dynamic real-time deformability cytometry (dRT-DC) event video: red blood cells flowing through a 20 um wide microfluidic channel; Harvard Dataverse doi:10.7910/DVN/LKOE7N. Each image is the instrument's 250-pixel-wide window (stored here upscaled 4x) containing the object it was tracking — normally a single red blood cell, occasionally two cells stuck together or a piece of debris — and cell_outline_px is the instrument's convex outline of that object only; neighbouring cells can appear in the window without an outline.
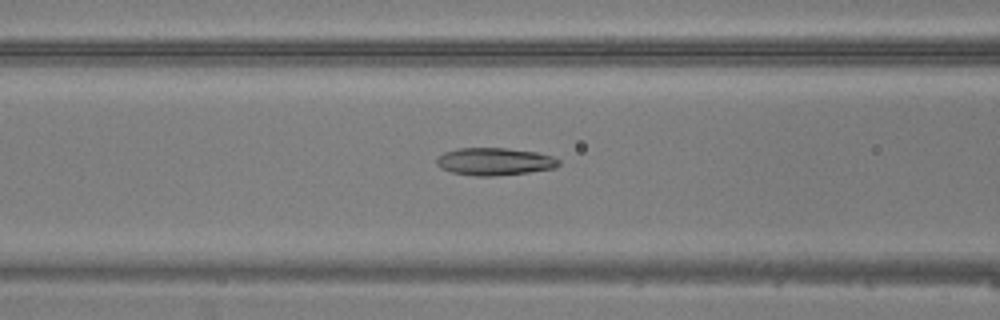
{"species": "common noctule bat (a hibernating species)", "species_latin": "Nyctalus noctula", "temperature_condition": "warm", "stored_images_in_passage": 33, "camera_frame_rate_fps": 3000, "um_per_image_px": 0.085, "animal": {"sex": "male", "body_mass_g": 20.5, "forearm_length_mm": 52.5}, "frame": {"image": 1, "passage_image": 6, "time_ms": 1.667, "image_size_px": [1000, 320], "cell_outline_px": [[560, 164], [556, 168], [528, 172], [492, 176], [476, 176], [452, 172], [440, 168], [436, 164], [436, 160], [444, 152], [460, 148], [508, 148], [536, 152], [552, 156], [560, 160]], "centroid_in_image_um": [42.05, 13.73], "position_along_channel_um": 124.5, "area_um2": 19.54}}
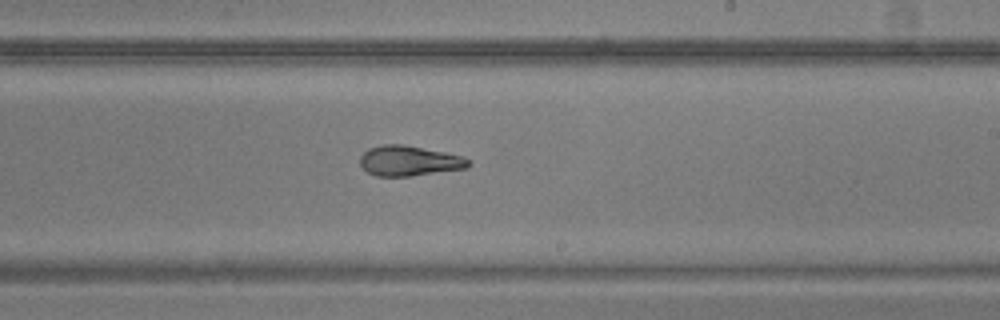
{"frame": {"image": 2, "passage_image": 15, "time_ms": 4.667, "image_size_px": [1000, 320], "cell_outline_px": [[472, 164], [468, 168], [412, 176], [376, 176], [368, 172], [360, 164], [360, 156], [368, 148], [384, 144], [404, 144], [444, 152], [460, 156], [468, 160]], "centroid_in_image_um": [34.77, 13.67], "position_along_channel_um": 254.2, "area_um2": 19.07}}
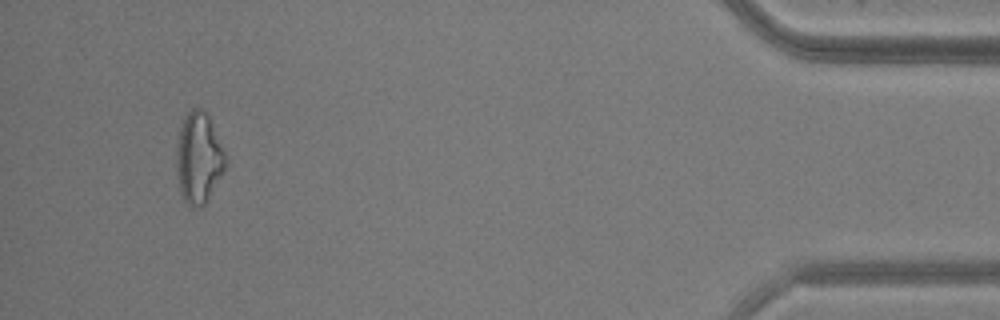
{"frame": {"image": 3, "passage_image": 31, "time_ms": 10.0, "image_size_px": [1000, 320], "cell_outline_px": [[228, 156], [224, 168], [204, 204], [200, 208], [188, 204], [184, 200], [176, 176], [176, 148], [180, 128], [184, 116], [192, 108], [200, 108], [208, 116]], "centroid_in_image_um": [16.87, 13.39], "position_along_channel_um": 418.3, "area_um2": 25.72}}